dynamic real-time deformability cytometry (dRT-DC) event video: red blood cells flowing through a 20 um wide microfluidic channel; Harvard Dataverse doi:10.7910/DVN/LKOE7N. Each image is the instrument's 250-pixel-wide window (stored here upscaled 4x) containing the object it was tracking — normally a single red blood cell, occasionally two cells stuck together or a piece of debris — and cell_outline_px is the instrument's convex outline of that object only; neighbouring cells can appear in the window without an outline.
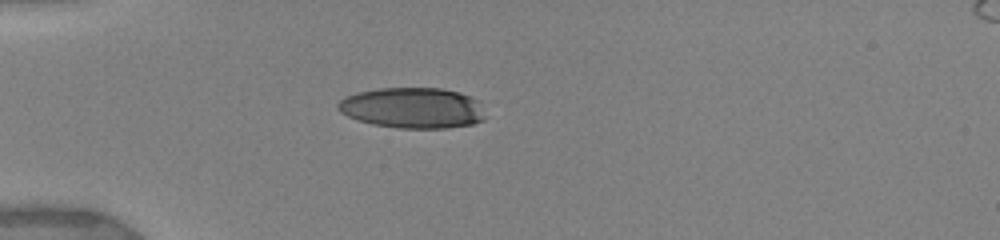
{"species": "human", "species_latin": "Homo sapiens", "temperature_condition": "warm", "stored_images_in_passage": 5, "camera_frame_rate_fps": 3000, "um_per_image_px": 0.085, "donor": {"sex": "female"}, "frame": {"image": 1, "passage_image": 1, "time_ms": 0.0, "image_size_px": [1000, 240], "cell_outline_px": [[484, 120], [472, 124], [448, 128], [400, 128], [372, 124], [356, 120], [340, 112], [336, 108], [336, 104], [344, 96], [356, 92], [380, 88], [440, 88], [460, 92], [472, 96], [480, 100], [484, 116]], "centroid_in_image_um": [35.06, 9.16], "position_along_channel_um": 49.9, "area_um2": 35.37}}